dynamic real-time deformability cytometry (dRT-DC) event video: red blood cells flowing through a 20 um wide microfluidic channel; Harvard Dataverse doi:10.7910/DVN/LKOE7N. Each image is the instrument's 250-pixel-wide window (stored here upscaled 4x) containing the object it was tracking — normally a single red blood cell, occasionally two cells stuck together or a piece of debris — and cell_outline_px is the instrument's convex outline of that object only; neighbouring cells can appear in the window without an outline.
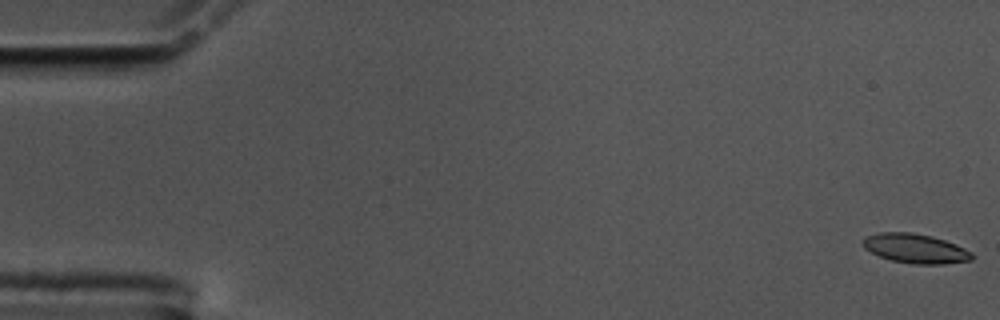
{"species": "common noctule bat (a hibernating species)", "species_latin": "Nyctalus noctula", "temperature_condition": "cold", "stored_images_in_passage": 58, "camera_frame_rate_fps": 3000, "um_per_image_px": 0.085, "animal": {"sex": "male", "body_mass_g": 17.5, "forearm_length_mm": 52.3}, "frame": {"image": 1, "passage_image": 1, "time_ms": 0.0, "image_size_px": [1000, 320], "cell_outline_px": [[972, 260], [944, 264], [916, 264], [892, 260], [880, 256], [864, 248], [860, 240], [864, 236], [880, 232], [912, 232], [932, 236], [956, 244], [972, 252]], "centroid_in_image_um": [77.78, 21.11], "position_along_channel_um": 7.2, "area_um2": 18.73}}
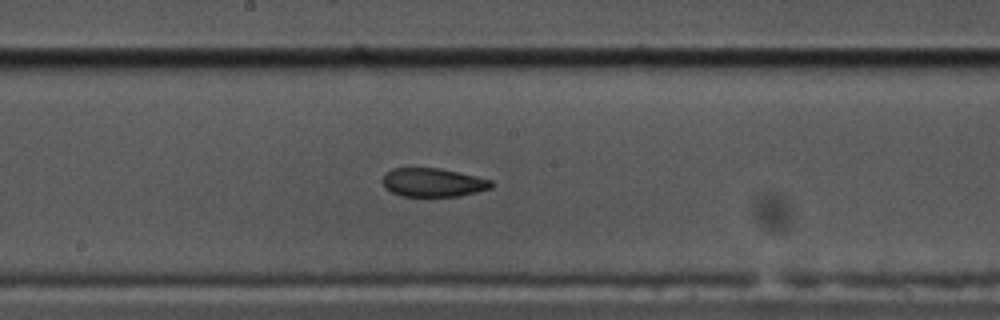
{"frame": {"image": 2, "passage_image": 31, "time_ms": 10.0, "image_size_px": [1000, 320], "cell_outline_px": [[496, 184], [492, 188], [460, 196], [400, 196], [392, 192], [384, 184], [384, 172], [392, 168], [440, 168], [476, 176], [492, 180]], "centroid_in_image_um": [36.85, 15.5], "position_along_channel_um": 211.3, "area_um2": 18.15}}
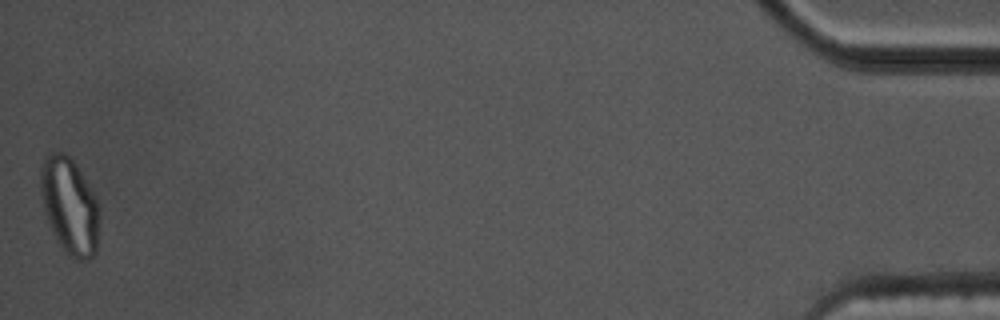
{"frame": {"image": 3, "passage_image": 58, "time_ms": 19.0, "image_size_px": [1000, 320], "cell_outline_px": [[100, 216], [96, 252], [88, 260], [76, 260], [64, 252], [56, 240], [48, 224], [44, 212], [40, 192], [40, 168], [44, 156], [48, 152], [64, 152], [76, 164], [88, 184], [100, 208]], "centroid_in_image_um": [5.9, 17.51], "position_along_channel_um": 429.3, "area_um2": 33.58}, "authors_computed_cell_mechanics": {"area_um2": 19.2474, "velocity_mm_per_s": 3.4747, "shape_relaxation_time_tau1_ms": null, "shape_relaxation_time_tau2_ms": 2.2667, "deformation_change_tau1": null, "deformation_change_tau2": 0.0822}}